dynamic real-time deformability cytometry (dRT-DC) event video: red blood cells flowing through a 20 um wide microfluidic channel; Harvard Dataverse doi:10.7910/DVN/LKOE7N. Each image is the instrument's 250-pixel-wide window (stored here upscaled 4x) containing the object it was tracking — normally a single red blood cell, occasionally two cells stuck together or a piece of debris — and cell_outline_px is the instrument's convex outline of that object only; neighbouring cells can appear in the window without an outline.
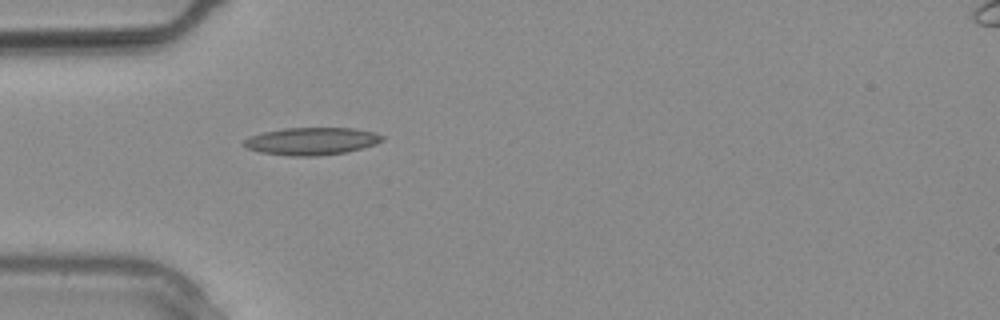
{"species": "common noctule bat (a hibernating species)", "species_latin": "Nyctalus noctula", "temperature_condition": "warm", "stored_images_in_passage": 2, "camera_frame_rate_fps": 3000, "um_per_image_px": 0.085, "animal": {"sex": "male", "body_mass_g": 20.4}, "frame": {"image": 1, "passage_image": 1, "time_ms": 0.0, "image_size_px": [1000, 320], "cell_outline_px": [[384, 140], [376, 144], [348, 152], [320, 156], [288, 156], [260, 152], [248, 148], [244, 144], [244, 140], [252, 136], [264, 132], [284, 128], [356, 128], [376, 132], [384, 136]], "centroid_in_image_um": [26.56, 12.0], "position_along_channel_um": 58.4, "area_um2": 22.25}}